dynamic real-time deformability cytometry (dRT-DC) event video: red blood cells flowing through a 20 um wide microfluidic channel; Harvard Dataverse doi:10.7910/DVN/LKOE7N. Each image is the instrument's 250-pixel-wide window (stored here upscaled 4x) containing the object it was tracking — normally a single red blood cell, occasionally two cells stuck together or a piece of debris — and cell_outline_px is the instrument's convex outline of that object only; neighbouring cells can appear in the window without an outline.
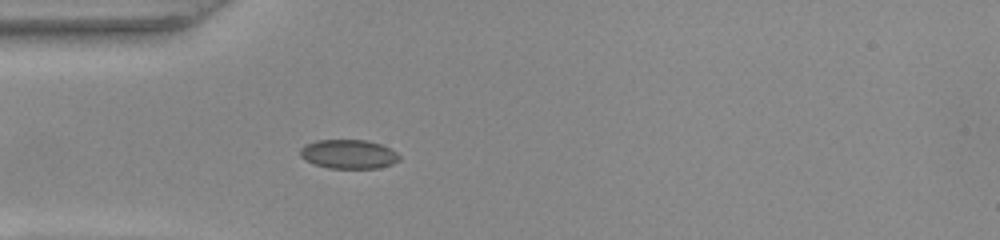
{"species": "common noctule bat (a hibernating species)", "species_latin": "Nyctalus noctula", "temperature_condition": "warm", "stored_images_in_passage": 37, "camera_frame_rate_fps": 3000, "um_per_image_px": 0.085, "animal": {"sex": "female", "body_mass_g": 22.0, "forearm_length_mm": 56.7}, "frame": {"image": 1, "passage_image": 1, "time_ms": 0.0, "image_size_px": [1000, 240], "cell_outline_px": [[400, 160], [392, 164], [380, 168], [328, 168], [304, 160], [300, 156], [300, 148], [304, 144], [316, 140], [368, 140], [380, 144], [396, 152], [400, 156]], "centroid_in_image_um": [29.61, 13.1], "position_along_channel_um": 55.4, "area_um2": 16.88}}
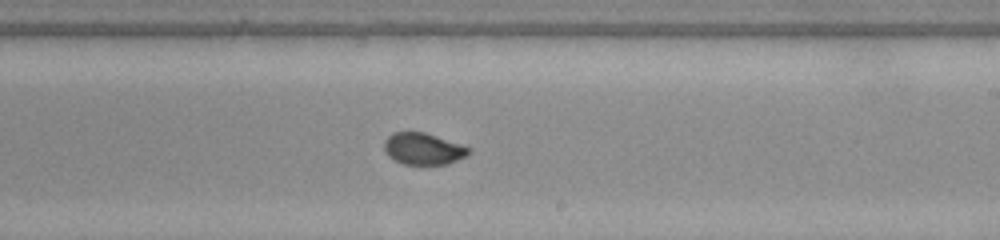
{"frame": {"image": 2, "passage_image": 16, "time_ms": 5.0, "image_size_px": [1000, 240], "cell_outline_px": [[472, 152], [468, 156], [448, 164], [404, 164], [392, 160], [388, 156], [384, 148], [384, 140], [392, 132], [424, 132], [472, 148]], "centroid_in_image_um": [35.99, 12.65], "position_along_channel_um": 253.0, "area_um2": 15.78}}
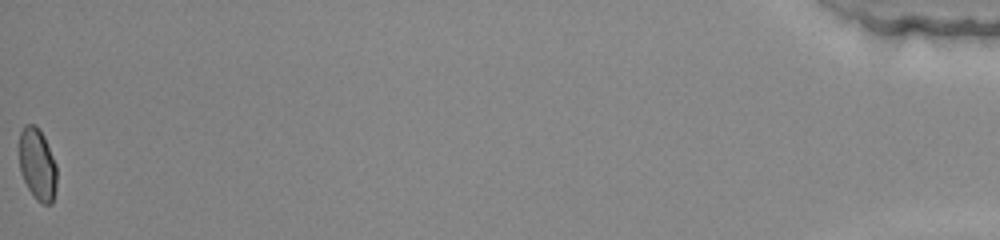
{"frame": {"image": 3, "passage_image": 37, "time_ms": 12.0, "image_size_px": [1000, 240], "cell_outline_px": [[56, 188], [52, 204], [40, 204], [32, 196], [20, 172], [20, 132], [24, 124], [36, 124], [44, 136], [56, 164]], "centroid_in_image_um": [3.18, 13.98], "position_along_channel_um": 432.0, "area_um2": 15.9}}